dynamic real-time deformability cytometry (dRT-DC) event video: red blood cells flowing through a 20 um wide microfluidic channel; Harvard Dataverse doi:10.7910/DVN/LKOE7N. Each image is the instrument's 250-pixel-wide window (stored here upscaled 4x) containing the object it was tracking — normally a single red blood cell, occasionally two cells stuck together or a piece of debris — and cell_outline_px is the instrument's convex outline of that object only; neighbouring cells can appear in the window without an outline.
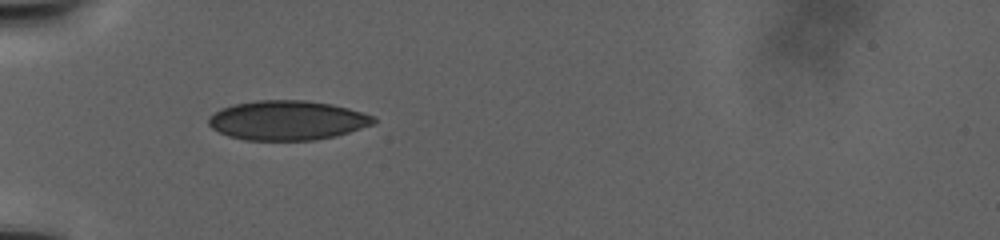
{"species": "human", "species_latin": "Homo sapiens", "temperature_condition": "warm", "stored_images_in_passage": 7, "camera_frame_rate_fps": 3000, "um_per_image_px": 0.085, "donor": {"sex": "male"}, "frame": {"image": 1, "passage_image": 1, "time_ms": 0.0, "image_size_px": [1000, 240], "cell_outline_px": [[376, 124], [336, 136], [316, 140], [244, 140], [228, 136], [212, 128], [208, 124], [208, 116], [220, 108], [232, 104], [256, 100], [308, 100], [332, 104], [348, 108], [376, 116]], "centroid_in_image_um": [24.43, 10.22], "position_along_channel_um": 60.6, "area_um2": 38.44}}